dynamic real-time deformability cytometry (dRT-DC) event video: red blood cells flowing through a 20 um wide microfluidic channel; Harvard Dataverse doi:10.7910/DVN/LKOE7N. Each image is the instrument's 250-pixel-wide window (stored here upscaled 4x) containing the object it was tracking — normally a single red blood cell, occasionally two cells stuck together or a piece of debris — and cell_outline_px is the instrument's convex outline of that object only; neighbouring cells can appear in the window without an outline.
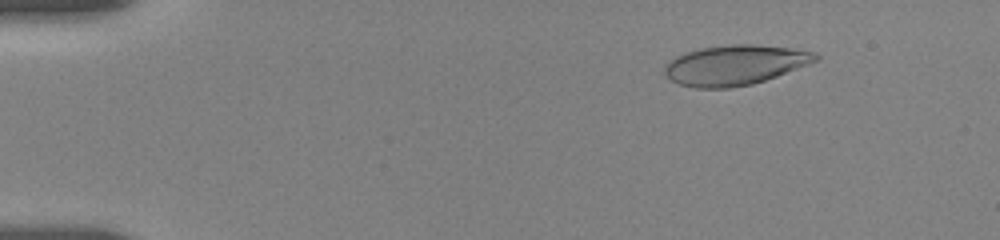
{"species": "human", "species_latin": "Homo sapiens", "temperature_condition": "room temperature", "stored_images_in_passage": 49, "camera_frame_rate_fps": 3000, "um_per_image_px": 0.085, "donor": {"sex": "female"}, "frame": {"image": 1, "passage_image": 6, "time_ms": 2.0, "image_size_px": [1000, 240], "cell_outline_px": [[820, 60], [776, 76], [752, 84], [728, 88], [696, 88], [680, 84], [672, 80], [664, 72], [664, 68], [668, 60], [684, 52], [700, 48], [732, 44], [752, 44], [792, 48], [816, 52], [820, 56]], "centroid_in_image_um": [62.48, 5.52], "position_along_channel_um": 22.5, "area_um2": 35.2}}
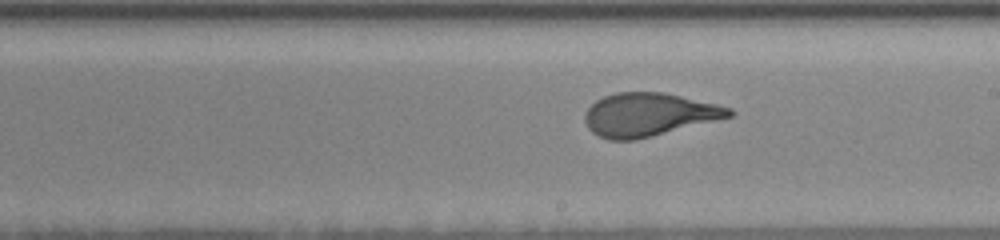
{"frame": {"image": 2, "passage_image": 28, "time_ms": 10.333, "image_size_px": [1000, 240], "cell_outline_px": [[736, 112], [732, 116], [636, 140], [608, 140], [592, 132], [588, 128], [584, 120], [584, 116], [588, 108], [596, 100], [604, 96], [616, 92], [664, 92], [716, 104], [732, 108]], "centroid_in_image_um": [55.13, 9.74], "position_along_channel_um": 233.9, "area_um2": 36.24}}
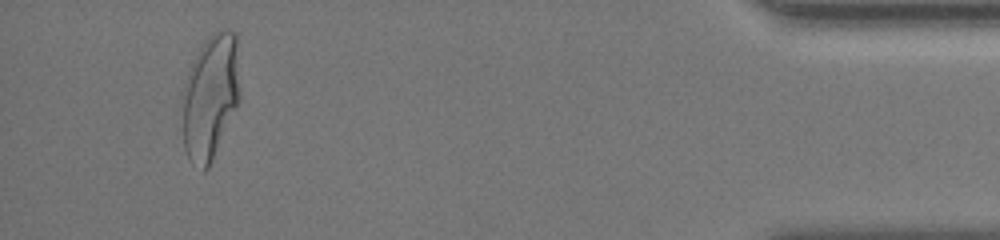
{"frame": {"image": 3, "passage_image": 46, "time_ms": 17.0, "image_size_px": [1000, 240], "cell_outline_px": [[240, 100], [208, 168], [204, 172], [188, 160], [184, 148], [180, 100], [184, 84], [192, 60], [204, 40], [216, 28], [228, 28], [236, 32], [240, 96]], "centroid_in_image_um": [17.85, 8.18], "position_along_channel_um": 417.3, "area_um2": 43.0}, "authors_computed_cell_mechanics": {"area_um2": 36.3562, "velocity_mm_per_s": 3.6547, "shape_relaxation_time_tau1_ms": 5.2753, "shape_relaxation_time_tau2_ms": null, "deformation_change_tau1": 0.2206, "deformation_change_tau2": null}}